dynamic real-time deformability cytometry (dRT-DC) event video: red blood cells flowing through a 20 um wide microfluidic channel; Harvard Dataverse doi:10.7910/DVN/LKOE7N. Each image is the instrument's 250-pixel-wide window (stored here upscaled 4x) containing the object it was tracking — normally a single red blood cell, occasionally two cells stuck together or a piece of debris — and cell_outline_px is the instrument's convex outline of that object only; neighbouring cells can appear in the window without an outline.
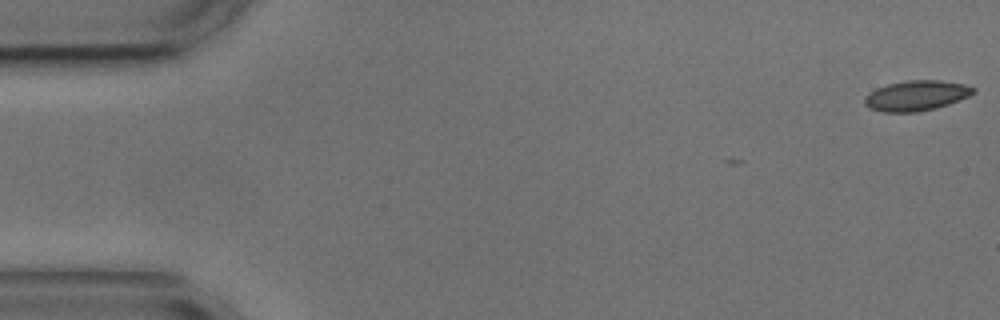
{"species": "common noctule bat (a hibernating species)", "species_latin": "Nyctalus noctula", "temperature_condition": "cold", "stored_images_in_passage": 10, "camera_frame_rate_fps": 3000, "um_per_image_px": 0.085, "animal": {"sex": "male", "body_mass_g": 17.9, "forearm_length_mm": 54.2}, "frame": {"image": 1, "passage_image": 1, "time_ms": 0.0, "image_size_px": [1000, 320], "cell_outline_px": [[976, 92], [960, 100], [936, 108], [916, 112], [884, 112], [868, 108], [864, 104], [864, 96], [876, 88], [888, 84], [908, 80], [940, 80], [964, 84], [976, 88]], "centroid_in_image_um": [77.88, 8.13], "position_along_channel_um": 7.1, "area_um2": 19.25}}